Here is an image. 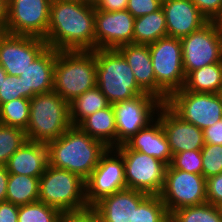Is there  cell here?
<instances>
[{"label": "cell", "mask_w": 222, "mask_h": 222, "mask_svg": "<svg viewBox=\"0 0 222 222\" xmlns=\"http://www.w3.org/2000/svg\"><path fill=\"white\" fill-rule=\"evenodd\" d=\"M148 46L156 79V97L165 103L171 93L185 84L181 40L166 36Z\"/></svg>", "instance_id": "obj_7"}, {"label": "cell", "mask_w": 222, "mask_h": 222, "mask_svg": "<svg viewBox=\"0 0 222 222\" xmlns=\"http://www.w3.org/2000/svg\"><path fill=\"white\" fill-rule=\"evenodd\" d=\"M163 0H128L127 9L134 18L144 16L162 8Z\"/></svg>", "instance_id": "obj_37"}, {"label": "cell", "mask_w": 222, "mask_h": 222, "mask_svg": "<svg viewBox=\"0 0 222 222\" xmlns=\"http://www.w3.org/2000/svg\"><path fill=\"white\" fill-rule=\"evenodd\" d=\"M39 201L63 214L90 208L85 198V181L68 170L50 165L39 178Z\"/></svg>", "instance_id": "obj_6"}, {"label": "cell", "mask_w": 222, "mask_h": 222, "mask_svg": "<svg viewBox=\"0 0 222 222\" xmlns=\"http://www.w3.org/2000/svg\"><path fill=\"white\" fill-rule=\"evenodd\" d=\"M134 21L128 10L106 12L95 7V49H117L133 43Z\"/></svg>", "instance_id": "obj_16"}, {"label": "cell", "mask_w": 222, "mask_h": 222, "mask_svg": "<svg viewBox=\"0 0 222 222\" xmlns=\"http://www.w3.org/2000/svg\"><path fill=\"white\" fill-rule=\"evenodd\" d=\"M63 213L41 201L20 205L17 222H60Z\"/></svg>", "instance_id": "obj_32"}, {"label": "cell", "mask_w": 222, "mask_h": 222, "mask_svg": "<svg viewBox=\"0 0 222 222\" xmlns=\"http://www.w3.org/2000/svg\"><path fill=\"white\" fill-rule=\"evenodd\" d=\"M65 1H69V2H83V0H51V2H65Z\"/></svg>", "instance_id": "obj_48"}, {"label": "cell", "mask_w": 222, "mask_h": 222, "mask_svg": "<svg viewBox=\"0 0 222 222\" xmlns=\"http://www.w3.org/2000/svg\"><path fill=\"white\" fill-rule=\"evenodd\" d=\"M180 40L186 76L204 66L222 63V28L214 21Z\"/></svg>", "instance_id": "obj_10"}, {"label": "cell", "mask_w": 222, "mask_h": 222, "mask_svg": "<svg viewBox=\"0 0 222 222\" xmlns=\"http://www.w3.org/2000/svg\"><path fill=\"white\" fill-rule=\"evenodd\" d=\"M207 202L215 206L222 203V173L206 179Z\"/></svg>", "instance_id": "obj_38"}, {"label": "cell", "mask_w": 222, "mask_h": 222, "mask_svg": "<svg viewBox=\"0 0 222 222\" xmlns=\"http://www.w3.org/2000/svg\"><path fill=\"white\" fill-rule=\"evenodd\" d=\"M165 104L201 130L222 119V102L217 93H195L182 88L171 93Z\"/></svg>", "instance_id": "obj_9"}, {"label": "cell", "mask_w": 222, "mask_h": 222, "mask_svg": "<svg viewBox=\"0 0 222 222\" xmlns=\"http://www.w3.org/2000/svg\"><path fill=\"white\" fill-rule=\"evenodd\" d=\"M19 206L8 201L0 202V222H17Z\"/></svg>", "instance_id": "obj_42"}, {"label": "cell", "mask_w": 222, "mask_h": 222, "mask_svg": "<svg viewBox=\"0 0 222 222\" xmlns=\"http://www.w3.org/2000/svg\"><path fill=\"white\" fill-rule=\"evenodd\" d=\"M109 105L106 96L97 86L86 91L69 103L72 126H77L88 115L94 114Z\"/></svg>", "instance_id": "obj_28"}, {"label": "cell", "mask_w": 222, "mask_h": 222, "mask_svg": "<svg viewBox=\"0 0 222 222\" xmlns=\"http://www.w3.org/2000/svg\"><path fill=\"white\" fill-rule=\"evenodd\" d=\"M48 165V148L45 143L27 141L7 161L9 174L40 178Z\"/></svg>", "instance_id": "obj_22"}, {"label": "cell", "mask_w": 222, "mask_h": 222, "mask_svg": "<svg viewBox=\"0 0 222 222\" xmlns=\"http://www.w3.org/2000/svg\"><path fill=\"white\" fill-rule=\"evenodd\" d=\"M24 98L22 77L8 75L0 86V106L11 100Z\"/></svg>", "instance_id": "obj_36"}, {"label": "cell", "mask_w": 222, "mask_h": 222, "mask_svg": "<svg viewBox=\"0 0 222 222\" xmlns=\"http://www.w3.org/2000/svg\"><path fill=\"white\" fill-rule=\"evenodd\" d=\"M124 160L126 188L160 195L167 165L153 156L130 150L125 144L114 148Z\"/></svg>", "instance_id": "obj_8"}, {"label": "cell", "mask_w": 222, "mask_h": 222, "mask_svg": "<svg viewBox=\"0 0 222 222\" xmlns=\"http://www.w3.org/2000/svg\"><path fill=\"white\" fill-rule=\"evenodd\" d=\"M47 47L44 38L0 33V64L8 75L20 76Z\"/></svg>", "instance_id": "obj_15"}, {"label": "cell", "mask_w": 222, "mask_h": 222, "mask_svg": "<svg viewBox=\"0 0 222 222\" xmlns=\"http://www.w3.org/2000/svg\"><path fill=\"white\" fill-rule=\"evenodd\" d=\"M7 76L6 71L2 68L1 64H0V86L3 83V81H5V78Z\"/></svg>", "instance_id": "obj_46"}, {"label": "cell", "mask_w": 222, "mask_h": 222, "mask_svg": "<svg viewBox=\"0 0 222 222\" xmlns=\"http://www.w3.org/2000/svg\"><path fill=\"white\" fill-rule=\"evenodd\" d=\"M206 179L203 175L188 173L167 166L165 183L160 193L168 213L207 202Z\"/></svg>", "instance_id": "obj_11"}, {"label": "cell", "mask_w": 222, "mask_h": 222, "mask_svg": "<svg viewBox=\"0 0 222 222\" xmlns=\"http://www.w3.org/2000/svg\"><path fill=\"white\" fill-rule=\"evenodd\" d=\"M222 87V63H214L191 71L184 89L195 93H217Z\"/></svg>", "instance_id": "obj_26"}, {"label": "cell", "mask_w": 222, "mask_h": 222, "mask_svg": "<svg viewBox=\"0 0 222 222\" xmlns=\"http://www.w3.org/2000/svg\"><path fill=\"white\" fill-rule=\"evenodd\" d=\"M97 87L110 104L129 100L145 93L135 75L117 49H95Z\"/></svg>", "instance_id": "obj_5"}, {"label": "cell", "mask_w": 222, "mask_h": 222, "mask_svg": "<svg viewBox=\"0 0 222 222\" xmlns=\"http://www.w3.org/2000/svg\"><path fill=\"white\" fill-rule=\"evenodd\" d=\"M130 222H170V214L160 195H148L137 209H134Z\"/></svg>", "instance_id": "obj_31"}, {"label": "cell", "mask_w": 222, "mask_h": 222, "mask_svg": "<svg viewBox=\"0 0 222 222\" xmlns=\"http://www.w3.org/2000/svg\"><path fill=\"white\" fill-rule=\"evenodd\" d=\"M27 141L25 130L0 123V165H5Z\"/></svg>", "instance_id": "obj_33"}, {"label": "cell", "mask_w": 222, "mask_h": 222, "mask_svg": "<svg viewBox=\"0 0 222 222\" xmlns=\"http://www.w3.org/2000/svg\"><path fill=\"white\" fill-rule=\"evenodd\" d=\"M60 222H101V219L90 207L80 212L65 213Z\"/></svg>", "instance_id": "obj_40"}, {"label": "cell", "mask_w": 222, "mask_h": 222, "mask_svg": "<svg viewBox=\"0 0 222 222\" xmlns=\"http://www.w3.org/2000/svg\"><path fill=\"white\" fill-rule=\"evenodd\" d=\"M214 22L222 28V10H221L219 16L214 20Z\"/></svg>", "instance_id": "obj_47"}, {"label": "cell", "mask_w": 222, "mask_h": 222, "mask_svg": "<svg viewBox=\"0 0 222 222\" xmlns=\"http://www.w3.org/2000/svg\"><path fill=\"white\" fill-rule=\"evenodd\" d=\"M217 95L219 96V98L222 102V87L218 90Z\"/></svg>", "instance_id": "obj_50"}, {"label": "cell", "mask_w": 222, "mask_h": 222, "mask_svg": "<svg viewBox=\"0 0 222 222\" xmlns=\"http://www.w3.org/2000/svg\"><path fill=\"white\" fill-rule=\"evenodd\" d=\"M170 166L188 173L202 175L201 151H183L173 155Z\"/></svg>", "instance_id": "obj_35"}, {"label": "cell", "mask_w": 222, "mask_h": 222, "mask_svg": "<svg viewBox=\"0 0 222 222\" xmlns=\"http://www.w3.org/2000/svg\"><path fill=\"white\" fill-rule=\"evenodd\" d=\"M123 189H126L124 160L115 149L108 148L85 181L86 202L92 207L102 197Z\"/></svg>", "instance_id": "obj_14"}, {"label": "cell", "mask_w": 222, "mask_h": 222, "mask_svg": "<svg viewBox=\"0 0 222 222\" xmlns=\"http://www.w3.org/2000/svg\"><path fill=\"white\" fill-rule=\"evenodd\" d=\"M166 36L167 26L162 8L135 18L133 43L149 45Z\"/></svg>", "instance_id": "obj_25"}, {"label": "cell", "mask_w": 222, "mask_h": 222, "mask_svg": "<svg viewBox=\"0 0 222 222\" xmlns=\"http://www.w3.org/2000/svg\"><path fill=\"white\" fill-rule=\"evenodd\" d=\"M95 50L58 51L53 91L70 103L97 86Z\"/></svg>", "instance_id": "obj_3"}, {"label": "cell", "mask_w": 222, "mask_h": 222, "mask_svg": "<svg viewBox=\"0 0 222 222\" xmlns=\"http://www.w3.org/2000/svg\"><path fill=\"white\" fill-rule=\"evenodd\" d=\"M156 117L161 121L172 155L183 151H201L205 145L203 130L181 119L165 103L158 109Z\"/></svg>", "instance_id": "obj_17"}, {"label": "cell", "mask_w": 222, "mask_h": 222, "mask_svg": "<svg viewBox=\"0 0 222 222\" xmlns=\"http://www.w3.org/2000/svg\"><path fill=\"white\" fill-rule=\"evenodd\" d=\"M58 51L47 47L21 73L24 84V98L31 99L36 94L53 91L54 66Z\"/></svg>", "instance_id": "obj_20"}, {"label": "cell", "mask_w": 222, "mask_h": 222, "mask_svg": "<svg viewBox=\"0 0 222 222\" xmlns=\"http://www.w3.org/2000/svg\"><path fill=\"white\" fill-rule=\"evenodd\" d=\"M48 165L68 170L86 181L107 151L102 142L78 126H71L58 139L48 142Z\"/></svg>", "instance_id": "obj_2"}, {"label": "cell", "mask_w": 222, "mask_h": 222, "mask_svg": "<svg viewBox=\"0 0 222 222\" xmlns=\"http://www.w3.org/2000/svg\"><path fill=\"white\" fill-rule=\"evenodd\" d=\"M128 0H99L95 7L106 12L126 10Z\"/></svg>", "instance_id": "obj_43"}, {"label": "cell", "mask_w": 222, "mask_h": 222, "mask_svg": "<svg viewBox=\"0 0 222 222\" xmlns=\"http://www.w3.org/2000/svg\"><path fill=\"white\" fill-rule=\"evenodd\" d=\"M6 201L18 206L39 201V178L9 174Z\"/></svg>", "instance_id": "obj_27"}, {"label": "cell", "mask_w": 222, "mask_h": 222, "mask_svg": "<svg viewBox=\"0 0 222 222\" xmlns=\"http://www.w3.org/2000/svg\"><path fill=\"white\" fill-rule=\"evenodd\" d=\"M99 0H83V2L89 3V4H93L96 5L98 3Z\"/></svg>", "instance_id": "obj_49"}, {"label": "cell", "mask_w": 222, "mask_h": 222, "mask_svg": "<svg viewBox=\"0 0 222 222\" xmlns=\"http://www.w3.org/2000/svg\"><path fill=\"white\" fill-rule=\"evenodd\" d=\"M51 0H7L5 32L45 38Z\"/></svg>", "instance_id": "obj_13"}, {"label": "cell", "mask_w": 222, "mask_h": 222, "mask_svg": "<svg viewBox=\"0 0 222 222\" xmlns=\"http://www.w3.org/2000/svg\"><path fill=\"white\" fill-rule=\"evenodd\" d=\"M163 104L151 94L136 97L112 104L115 115L117 146L124 144L133 135L152 122L158 109ZM156 110V113H155Z\"/></svg>", "instance_id": "obj_12"}, {"label": "cell", "mask_w": 222, "mask_h": 222, "mask_svg": "<svg viewBox=\"0 0 222 222\" xmlns=\"http://www.w3.org/2000/svg\"><path fill=\"white\" fill-rule=\"evenodd\" d=\"M83 132L108 148L117 147V131L112 104L85 117L78 125Z\"/></svg>", "instance_id": "obj_24"}, {"label": "cell", "mask_w": 222, "mask_h": 222, "mask_svg": "<svg viewBox=\"0 0 222 222\" xmlns=\"http://www.w3.org/2000/svg\"><path fill=\"white\" fill-rule=\"evenodd\" d=\"M44 40L57 51L95 50V5L51 2Z\"/></svg>", "instance_id": "obj_1"}, {"label": "cell", "mask_w": 222, "mask_h": 222, "mask_svg": "<svg viewBox=\"0 0 222 222\" xmlns=\"http://www.w3.org/2000/svg\"><path fill=\"white\" fill-rule=\"evenodd\" d=\"M30 114V99L19 98L3 103L0 106V123L27 129Z\"/></svg>", "instance_id": "obj_30"}, {"label": "cell", "mask_w": 222, "mask_h": 222, "mask_svg": "<svg viewBox=\"0 0 222 222\" xmlns=\"http://www.w3.org/2000/svg\"><path fill=\"white\" fill-rule=\"evenodd\" d=\"M9 173L5 165H0V202L6 201Z\"/></svg>", "instance_id": "obj_44"}, {"label": "cell", "mask_w": 222, "mask_h": 222, "mask_svg": "<svg viewBox=\"0 0 222 222\" xmlns=\"http://www.w3.org/2000/svg\"><path fill=\"white\" fill-rule=\"evenodd\" d=\"M124 144L130 150L153 156L164 162L167 166L172 162L173 155L169 147V142L162 128L161 121L158 118L142 128Z\"/></svg>", "instance_id": "obj_21"}, {"label": "cell", "mask_w": 222, "mask_h": 222, "mask_svg": "<svg viewBox=\"0 0 222 222\" xmlns=\"http://www.w3.org/2000/svg\"><path fill=\"white\" fill-rule=\"evenodd\" d=\"M217 208L219 209V212H220V215H221V219H222V203L217 205Z\"/></svg>", "instance_id": "obj_51"}, {"label": "cell", "mask_w": 222, "mask_h": 222, "mask_svg": "<svg viewBox=\"0 0 222 222\" xmlns=\"http://www.w3.org/2000/svg\"><path fill=\"white\" fill-rule=\"evenodd\" d=\"M7 21V0H0V33L5 32Z\"/></svg>", "instance_id": "obj_45"}, {"label": "cell", "mask_w": 222, "mask_h": 222, "mask_svg": "<svg viewBox=\"0 0 222 222\" xmlns=\"http://www.w3.org/2000/svg\"><path fill=\"white\" fill-rule=\"evenodd\" d=\"M192 2L209 21H214L222 10V0H192Z\"/></svg>", "instance_id": "obj_39"}, {"label": "cell", "mask_w": 222, "mask_h": 222, "mask_svg": "<svg viewBox=\"0 0 222 222\" xmlns=\"http://www.w3.org/2000/svg\"><path fill=\"white\" fill-rule=\"evenodd\" d=\"M170 222H222V219L217 206L206 202L171 212Z\"/></svg>", "instance_id": "obj_29"}, {"label": "cell", "mask_w": 222, "mask_h": 222, "mask_svg": "<svg viewBox=\"0 0 222 222\" xmlns=\"http://www.w3.org/2000/svg\"><path fill=\"white\" fill-rule=\"evenodd\" d=\"M201 155L202 175L205 179L222 173V145L205 144Z\"/></svg>", "instance_id": "obj_34"}, {"label": "cell", "mask_w": 222, "mask_h": 222, "mask_svg": "<svg viewBox=\"0 0 222 222\" xmlns=\"http://www.w3.org/2000/svg\"><path fill=\"white\" fill-rule=\"evenodd\" d=\"M117 50L131 67L139 87L145 93L156 97V79L149 46L130 43L120 46Z\"/></svg>", "instance_id": "obj_23"}, {"label": "cell", "mask_w": 222, "mask_h": 222, "mask_svg": "<svg viewBox=\"0 0 222 222\" xmlns=\"http://www.w3.org/2000/svg\"><path fill=\"white\" fill-rule=\"evenodd\" d=\"M162 9L170 37L181 39L209 22L192 0H163Z\"/></svg>", "instance_id": "obj_18"}, {"label": "cell", "mask_w": 222, "mask_h": 222, "mask_svg": "<svg viewBox=\"0 0 222 222\" xmlns=\"http://www.w3.org/2000/svg\"><path fill=\"white\" fill-rule=\"evenodd\" d=\"M149 194L123 189L102 197L91 208L100 216L101 222H130L139 204Z\"/></svg>", "instance_id": "obj_19"}, {"label": "cell", "mask_w": 222, "mask_h": 222, "mask_svg": "<svg viewBox=\"0 0 222 222\" xmlns=\"http://www.w3.org/2000/svg\"><path fill=\"white\" fill-rule=\"evenodd\" d=\"M72 126L69 103L57 92L36 94L30 99L28 141L47 144L58 139Z\"/></svg>", "instance_id": "obj_4"}, {"label": "cell", "mask_w": 222, "mask_h": 222, "mask_svg": "<svg viewBox=\"0 0 222 222\" xmlns=\"http://www.w3.org/2000/svg\"><path fill=\"white\" fill-rule=\"evenodd\" d=\"M204 143L222 145V119L203 130Z\"/></svg>", "instance_id": "obj_41"}]
</instances>
